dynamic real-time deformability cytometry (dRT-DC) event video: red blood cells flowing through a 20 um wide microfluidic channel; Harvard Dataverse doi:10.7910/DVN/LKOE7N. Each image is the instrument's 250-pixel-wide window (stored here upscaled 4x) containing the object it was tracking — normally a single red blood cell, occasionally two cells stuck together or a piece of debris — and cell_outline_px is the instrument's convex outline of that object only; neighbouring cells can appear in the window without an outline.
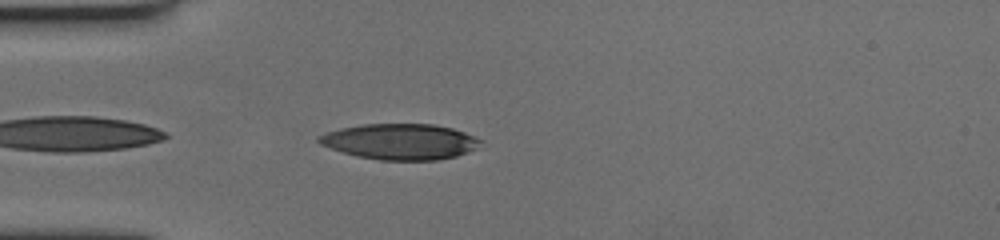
{"species": "human", "species_latin": "Homo sapiens", "temperature_condition": "cold", "stored_images_in_passage": 35, "camera_frame_rate_fps": 3000, "um_per_image_px": 0.085, "donor": {"sex": "female"}, "frame": {"image": 1, "passage_image": 2, "time_ms": 0.333, "image_size_px": [1000, 240], "cell_outline_px": [[484, 140], [476, 148], [468, 152], [456, 156], [436, 160], [380, 160], [356, 156], [320, 144], [316, 140], [316, 136], [324, 132], [340, 128], [360, 124], [432, 124], [452, 128], [464, 132]], "centroid_in_image_um": [34.0, 12.03], "position_along_channel_um": 51.0, "area_um2": 33.81}}
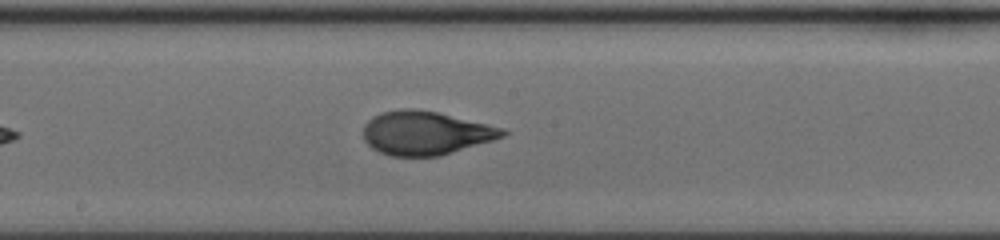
{"frame": {"image": 2, "passage_image": 17, "time_ms": 5.333, "image_size_px": [1000, 240], "cell_outline_px": [[508, 132], [504, 136], [492, 140], [440, 156], [388, 156], [372, 148], [364, 140], [364, 124], [372, 116], [380, 112], [400, 108], [416, 108], [436, 112], [488, 124], [504, 128]], "centroid_in_image_um": [36.14, 11.29], "position_along_channel_um": 212.1, "area_um2": 35.49}}
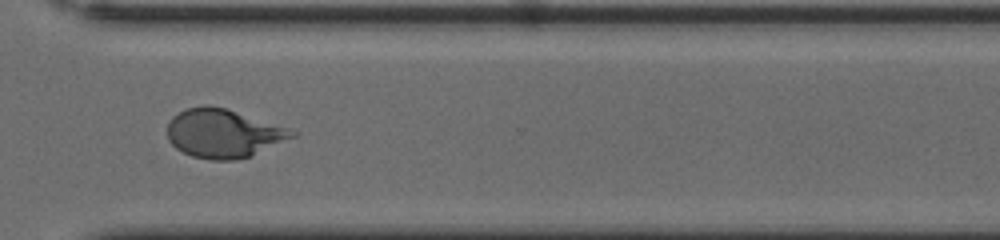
{"frame": {"image": 3, "passage_image": 29, "time_ms": 9.333, "image_size_px": [1000, 240], "cell_outline_px": [[300, 132], [296, 136], [248, 156], [236, 160], [208, 160], [192, 156], [176, 148], [168, 140], [168, 124], [172, 116], [184, 108], [204, 104], [208, 104], [224, 108], [288, 128]], "centroid_in_image_um": [18.95, 11.32], "position_along_channel_um": 351.7, "area_um2": 35.14}, "authors_computed_cell_mechanics": {"area_um2": 35.0846, "velocity_mm_per_s": 3.4764, "shape_relaxation_time_tau1_ms": 5.2796, "shape_relaxation_time_tau2_ms": 1.2118, "deformation_change_tau1": 0.2241, "deformation_change_tau2": 0.0772}}